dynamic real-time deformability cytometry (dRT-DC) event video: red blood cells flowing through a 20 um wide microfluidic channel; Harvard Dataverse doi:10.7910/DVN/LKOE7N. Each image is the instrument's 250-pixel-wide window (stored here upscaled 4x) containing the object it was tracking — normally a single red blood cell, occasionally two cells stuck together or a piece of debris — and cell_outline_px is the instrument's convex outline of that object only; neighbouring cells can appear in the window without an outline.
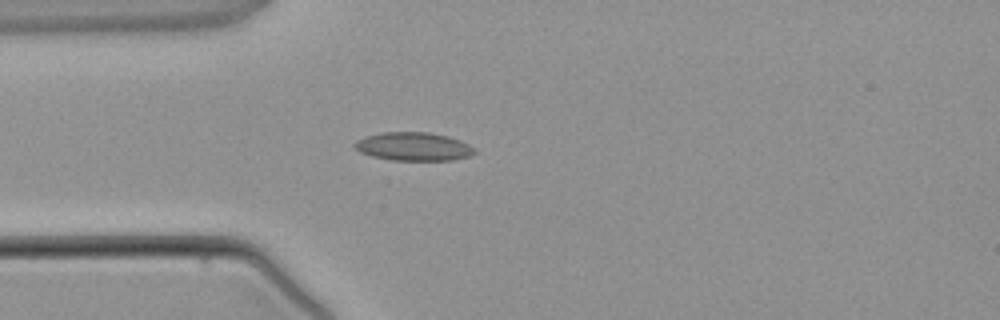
{"species": "common noctule bat (a hibernating species)", "species_latin": "Nyctalus noctula", "temperature_condition": "warm", "stored_images_in_passage": 2, "camera_frame_rate_fps": 3000, "um_per_image_px": 0.085, "animal": {"sex": "male", "body_mass_g": 21.5, "forearm_length_mm": 52.0}, "frame": {"image": 1, "passage_image": 2, "time_ms": 1.333, "image_size_px": [1000, 320], "cell_outline_px": [[476, 152], [468, 156], [452, 160], [392, 160], [372, 156], [360, 152], [352, 144], [356, 140], [364, 136], [380, 132], [428, 132], [448, 136], [460, 140], [476, 148]], "centroid_in_image_um": [35.13, 12.44], "position_along_channel_um": 49.9, "area_um2": 19.94}}